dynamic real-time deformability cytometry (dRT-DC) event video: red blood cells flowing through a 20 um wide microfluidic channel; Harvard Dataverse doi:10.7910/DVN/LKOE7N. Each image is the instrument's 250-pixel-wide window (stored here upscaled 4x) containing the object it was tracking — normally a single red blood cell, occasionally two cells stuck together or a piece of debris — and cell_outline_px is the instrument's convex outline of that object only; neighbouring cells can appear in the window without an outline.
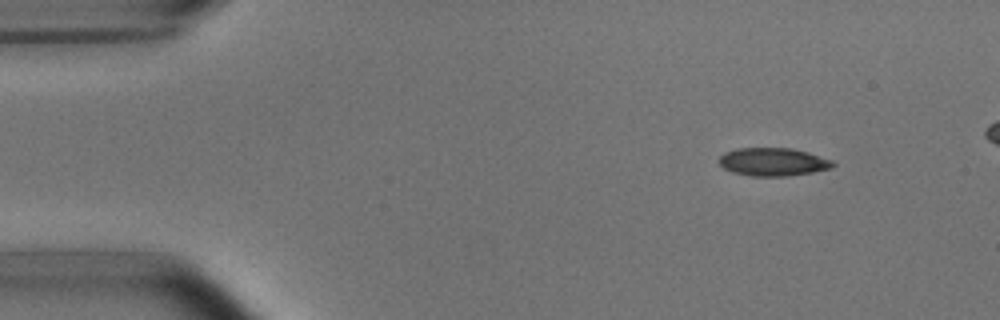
{"species": "common noctule bat (a hibernating species)", "species_latin": "Nyctalus noctula", "temperature_condition": "room temperature", "stored_images_in_passage": 7, "camera_frame_rate_fps": 3000, "um_per_image_px": 0.085, "animal": {"sex": "male", "body_mass_g": 15.6}, "frame": {"image": 1, "passage_image": 1, "time_ms": 0.0, "image_size_px": [1000, 320], "cell_outline_px": [[836, 164], [832, 168], [812, 172], [788, 176], [752, 176], [732, 172], [724, 168], [716, 160], [724, 152], [736, 148], [792, 148], [808, 152], [832, 160]], "centroid_in_image_um": [65.69, 13.75], "position_along_channel_um": 19.3, "area_um2": 18.79}}
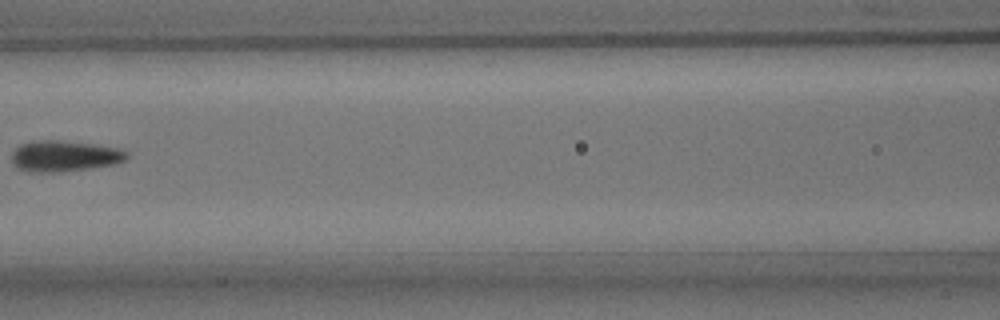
{"frame": {"image": 2, "passage_image": 6, "time_ms": 6.0, "image_size_px": [1000, 320], "cell_outline_px": [[128, 156], [124, 160], [116, 164], [64, 172], [24, 172], [16, 168], [12, 164], [12, 152], [20, 144], [36, 140], [60, 140], [92, 144], [120, 148], [128, 152]], "centroid_in_image_um": [5.44, 13.27], "position_along_channel_um": 161.2, "area_um2": 21.1}}
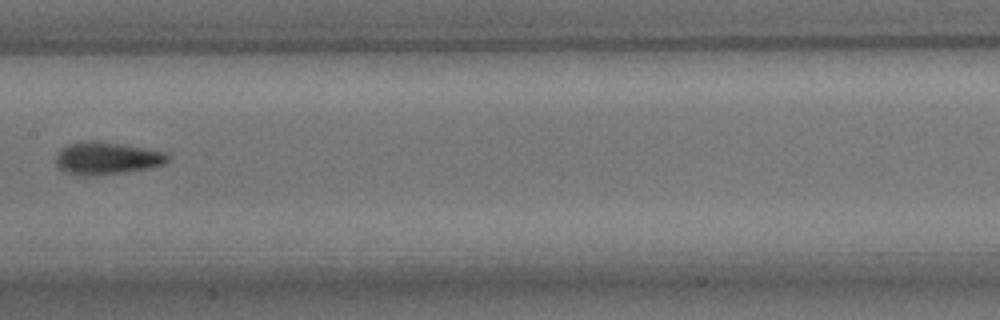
{"frame": {"image": 3, "passage_image": 7, "time_ms": 7.0, "image_size_px": [1000, 320], "cell_outline_px": [[172, 156], [164, 164], [148, 168], [120, 172], [68, 172], [60, 168], [56, 164], [56, 156], [60, 148], [68, 144], [116, 144], [144, 148], [164, 152]], "centroid_in_image_um": [9.17, 13.44], "position_along_channel_um": 198.2, "area_um2": 19.19}}